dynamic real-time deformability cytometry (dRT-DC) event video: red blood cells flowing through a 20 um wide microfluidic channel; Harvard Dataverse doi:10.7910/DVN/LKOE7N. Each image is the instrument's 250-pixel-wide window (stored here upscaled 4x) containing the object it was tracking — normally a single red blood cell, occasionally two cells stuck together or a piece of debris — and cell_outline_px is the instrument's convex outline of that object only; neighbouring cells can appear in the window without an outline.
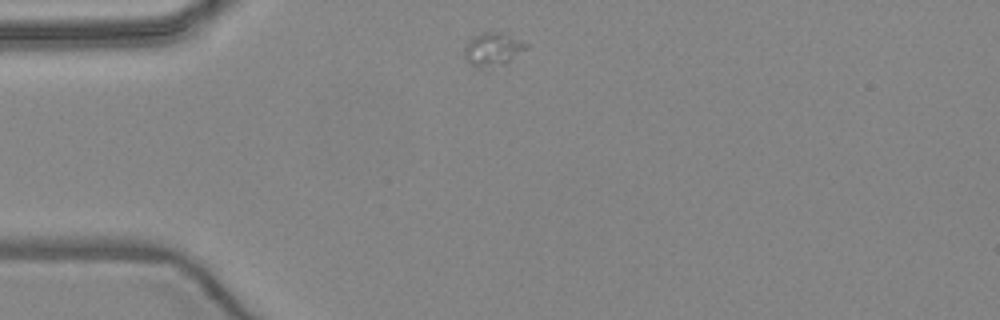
{"species": "common noctule bat (a hibernating species)", "species_latin": "Nyctalus noctula", "temperature_condition": "warm", "stored_images_in_passage": 5, "camera_frame_rate_fps": 3000, "um_per_image_px": 0.085, "animal": {"sex": "female", "body_mass_g": 24.6, "forearm_length_mm": 56.2}, "frame": {"image": 1, "passage_image": 1, "time_ms": 0.0, "image_size_px": [1000, 320], "cell_outline_px": [[528, 48], [492, 72], [484, 72], [476, 68], [468, 60], [464, 52], [464, 48], [476, 36], [484, 32], [500, 32], [520, 40], [528, 44]], "centroid_in_image_um": [41.91, 4.29], "position_along_channel_um": 43.1, "area_um2": 12.2}}